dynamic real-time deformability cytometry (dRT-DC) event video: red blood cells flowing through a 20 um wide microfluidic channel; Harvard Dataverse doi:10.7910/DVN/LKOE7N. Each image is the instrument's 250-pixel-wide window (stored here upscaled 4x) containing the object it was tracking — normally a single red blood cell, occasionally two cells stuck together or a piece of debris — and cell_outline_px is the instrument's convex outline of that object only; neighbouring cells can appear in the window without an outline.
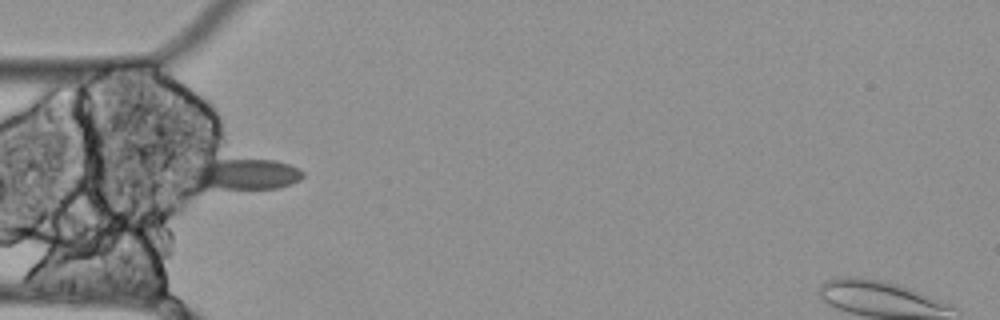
{"species": "Egyptian fruit bat (a non-hibernating species)", "species_latin": "Rousettus aegyptiacus", "temperature_condition": "cold", "stored_images_in_passage": 14, "camera_frame_rate_fps": 3000, "um_per_image_px": 0.085, "animal": {"sex": "female"}, "frame": {"image": 1, "passage_image": 4, "time_ms": 1.0, "image_size_px": [1000, 320], "cell_outline_px": [[304, 176], [300, 180], [292, 184], [276, 188], [196, 192], [192, 192], [172, 172], [172, 168], [216, 160], [276, 160], [300, 168], [304, 172]], "centroid_in_image_um": [20.19, 14.89], "position_along_channel_um": 64.8, "area_um2": 23.99}}
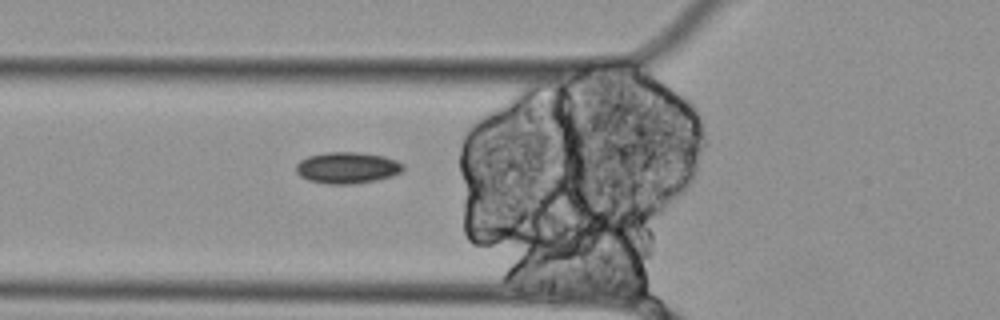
{"frame": {"image": 2, "passage_image": 6, "time_ms": 1.667, "image_size_px": [1000, 320], "cell_outline_px": [[404, 168], [400, 172], [392, 176], [376, 180], [352, 184], [328, 184], [308, 180], [300, 176], [296, 172], [296, 164], [300, 160], [308, 156], [324, 152], [356, 152], [384, 156], [396, 160], [404, 164]], "centroid_in_image_um": [29.5, 14.25], "position_along_channel_um": 96.3, "area_um2": 19.65}}
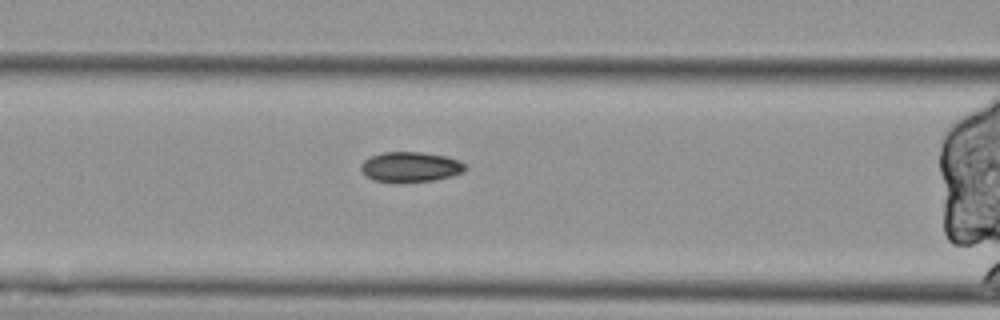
{"frame": {"image": 3, "passage_image": 9, "time_ms": 2.667, "image_size_px": [1000, 320], "cell_outline_px": [[468, 168], [464, 172], [432, 180], [372, 180], [360, 168], [360, 164], [364, 160], [372, 156], [384, 152], [420, 152], [444, 156], [456, 160], [464, 164]], "centroid_in_image_um": [34.89, 14.15], "position_along_channel_um": 131.7, "area_um2": 17.46}}